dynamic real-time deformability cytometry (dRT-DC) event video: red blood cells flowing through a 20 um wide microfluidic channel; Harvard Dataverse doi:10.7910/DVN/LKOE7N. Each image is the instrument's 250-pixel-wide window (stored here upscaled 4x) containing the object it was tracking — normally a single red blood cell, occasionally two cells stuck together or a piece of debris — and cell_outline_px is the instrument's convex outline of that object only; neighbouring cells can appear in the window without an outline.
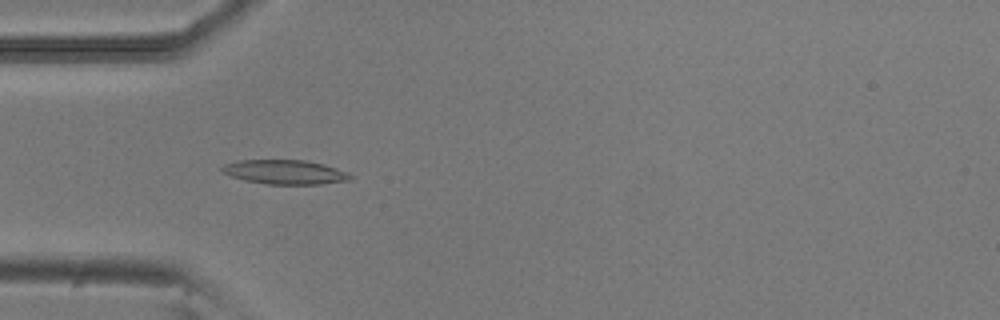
{"species": "common noctule bat (a hibernating species)", "species_latin": "Nyctalus noctula", "temperature_condition": "room temperature", "stored_images_in_passage": 4, "camera_frame_rate_fps": 3000, "um_per_image_px": 0.085, "animal": {"sex": "male", "body_mass_g": 20.5, "forearm_length_mm": 52.5}, "frame": {"image": 1, "passage_image": 3, "time_ms": 0.667, "image_size_px": [1000, 320], "cell_outline_px": [[352, 176], [348, 180], [320, 184], [268, 184], [244, 180], [232, 176], [224, 172], [220, 168], [224, 164], [240, 160], [304, 160], [324, 164], [348, 172]], "centroid_in_image_um": [24.22, 14.62], "position_along_channel_um": 60.8, "area_um2": 17.98}}
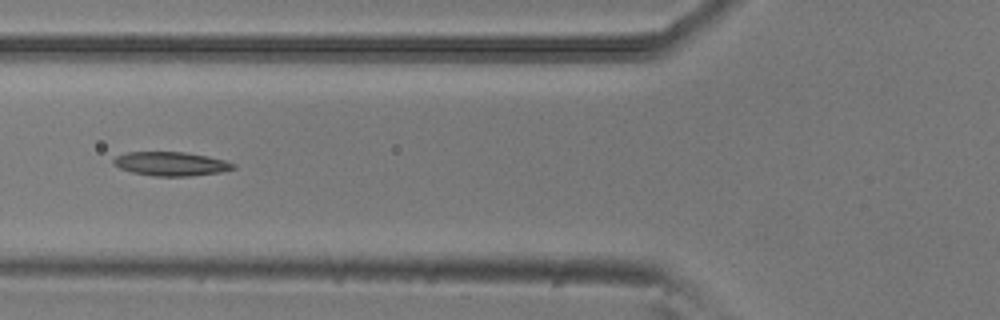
{"frame": {"image": 2, "passage_image": 4, "time_ms": 1.0, "image_size_px": [1000, 320], "cell_outline_px": [[236, 168], [220, 172], [188, 176], [152, 176], [132, 172], [120, 168], [112, 164], [112, 160], [116, 156], [124, 152], [184, 152], [208, 156], [224, 160], [236, 164]], "centroid_in_image_um": [14.51, 13.92], "position_along_channel_um": 111.3, "area_um2": 16.76}}